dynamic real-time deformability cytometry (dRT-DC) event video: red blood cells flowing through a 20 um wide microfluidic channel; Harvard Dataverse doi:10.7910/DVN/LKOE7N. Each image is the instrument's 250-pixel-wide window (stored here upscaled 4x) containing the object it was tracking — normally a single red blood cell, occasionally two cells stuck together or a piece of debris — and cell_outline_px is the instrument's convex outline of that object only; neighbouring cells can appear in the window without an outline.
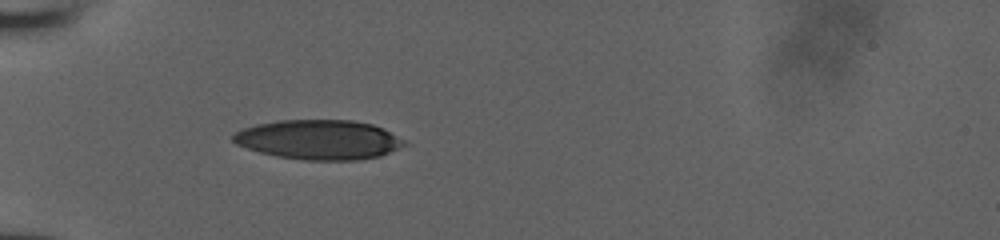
{"species": "human", "species_latin": "Homo sapiens", "temperature_condition": "room temperature", "stored_images_in_passage": 35, "camera_frame_rate_fps": 3000, "um_per_image_px": 0.085, "donor": {"sex": "male"}, "frame": {"image": 1, "passage_image": 1, "time_ms": 0.0, "image_size_px": [1000, 240], "cell_outline_px": [[408, 144], [380, 156], [356, 160], [304, 160], [276, 156], [260, 152], [236, 144], [232, 140], [232, 136], [236, 132], [244, 128], [256, 124], [280, 120], [352, 120], [372, 124], [384, 128], [408, 140]], "centroid_in_image_um": [27.16, 11.87], "position_along_channel_um": 57.8, "area_um2": 39.71}}
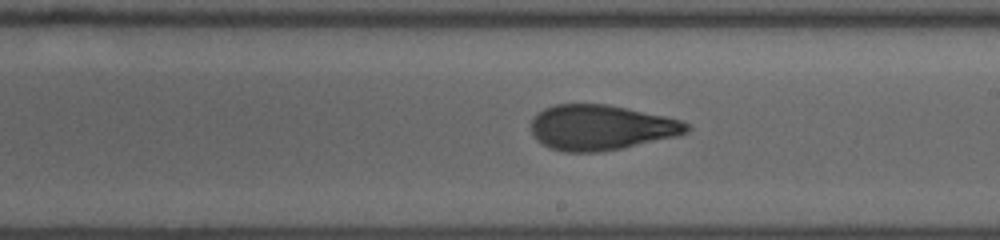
{"frame": {"image": 2, "passage_image": 15, "time_ms": 4.667, "image_size_px": [1000, 240], "cell_outline_px": [[692, 128], [688, 132], [676, 136], [620, 148], [600, 152], [564, 152], [552, 148], [544, 144], [532, 132], [532, 120], [536, 112], [544, 108], [556, 104], [608, 104], [664, 116], [680, 120], [688, 124]], "centroid_in_image_um": [51.09, 10.82], "position_along_channel_um": 237.9, "area_um2": 40.63}}
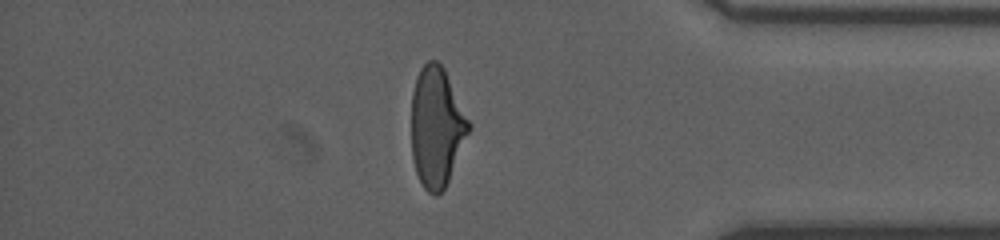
{"frame": {"image": 3, "passage_image": 28, "time_ms": 9.0, "image_size_px": [1000, 240], "cell_outline_px": [[472, 128], [448, 180], [444, 188], [436, 196], [428, 192], [424, 188], [416, 172], [412, 160], [412, 92], [416, 76], [420, 68], [428, 60], [436, 60], [444, 68], [472, 124]], "centroid_in_image_um": [37.12, 10.77], "position_along_channel_um": 398.1, "area_um2": 40.23}}